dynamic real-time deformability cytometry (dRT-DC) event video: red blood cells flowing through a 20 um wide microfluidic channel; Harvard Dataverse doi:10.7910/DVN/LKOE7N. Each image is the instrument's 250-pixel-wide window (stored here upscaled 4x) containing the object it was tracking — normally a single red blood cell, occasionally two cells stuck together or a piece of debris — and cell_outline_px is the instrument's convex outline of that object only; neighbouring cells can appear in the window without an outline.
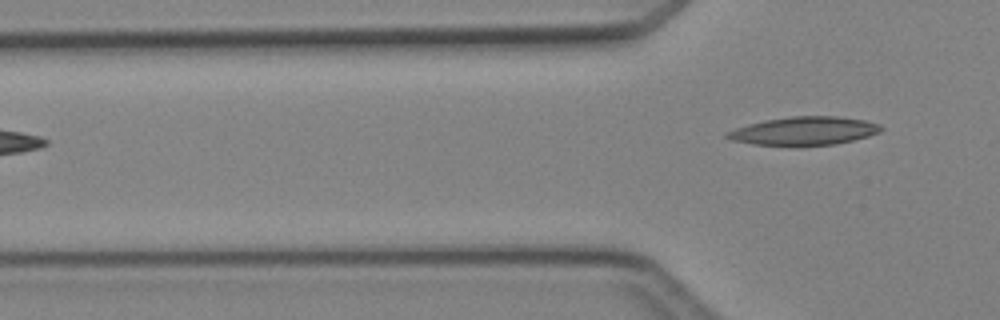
{"species": "Egyptian fruit bat (a non-hibernating species)", "species_latin": "Rousettus aegyptiacus", "temperature_condition": "cold", "stored_images_in_passage": 3, "camera_frame_rate_fps": 3000, "um_per_image_px": 0.085, "animal": {"sex": "female"}, "frame": {"image": 1, "passage_image": 3, "time_ms": 3.0, "image_size_px": [1000, 320], "cell_outline_px": [[884, 128], [880, 132], [868, 136], [852, 140], [832, 144], [752, 144], [732, 140], [724, 136], [724, 132], [748, 124], [764, 120], [792, 116], [840, 116], [864, 120], [880, 124]], "centroid_in_image_um": [68.35, 11.1], "position_along_channel_um": 57.4, "area_um2": 24.97}}